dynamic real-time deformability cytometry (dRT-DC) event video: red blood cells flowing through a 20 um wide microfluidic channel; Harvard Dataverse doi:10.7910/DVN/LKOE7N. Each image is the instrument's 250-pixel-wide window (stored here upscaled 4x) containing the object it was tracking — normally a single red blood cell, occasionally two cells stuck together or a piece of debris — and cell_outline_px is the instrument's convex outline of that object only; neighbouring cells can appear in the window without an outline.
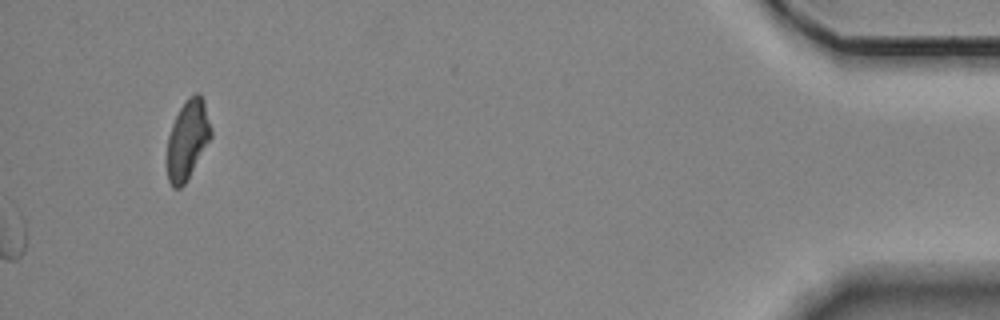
{"species": "Egyptian fruit bat (a non-hibernating species)", "species_latin": "Rousettus aegyptiacus", "temperature_condition": "room temperature", "stored_images_in_passage": 15, "camera_frame_rate_fps": 3000, "um_per_image_px": 0.085, "animal": {"sex": "female"}, "frame": {"image": 1, "passage_image": 15, "time_ms": 4.667, "image_size_px": [1000, 320], "cell_outline_px": [[212, 136], [184, 184], [180, 188], [172, 188], [168, 180], [168, 136], [172, 124], [184, 100], [188, 96], [196, 92], [200, 92], [204, 100], [212, 128]], "centroid_in_image_um": [15.96, 11.81], "position_along_channel_um": 419.2, "area_um2": 20.17}}